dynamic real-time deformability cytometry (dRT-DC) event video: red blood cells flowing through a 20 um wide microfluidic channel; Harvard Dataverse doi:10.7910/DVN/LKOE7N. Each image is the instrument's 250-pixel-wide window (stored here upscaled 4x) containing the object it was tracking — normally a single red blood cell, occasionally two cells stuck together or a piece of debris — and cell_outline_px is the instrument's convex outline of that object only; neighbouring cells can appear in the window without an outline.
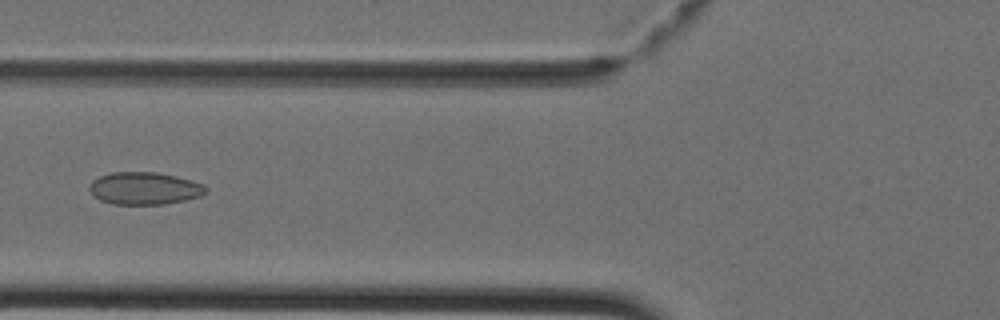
{"species": "Egyptian fruit bat (a non-hibernating species)", "species_latin": "Rousettus aegyptiacus", "temperature_condition": "cold", "stored_images_in_passage": 43, "camera_frame_rate_fps": 3000, "um_per_image_px": 0.085, "animal": {"sex": "female"}, "frame": {"image": 1, "passage_image": 17, "time_ms": 5.333, "image_size_px": [1000, 320], "cell_outline_px": [[208, 192], [200, 196], [184, 200], [164, 204], [112, 204], [100, 200], [92, 196], [88, 188], [92, 180], [100, 176], [112, 172], [156, 172], [176, 176], [192, 180], [204, 184], [208, 188]], "centroid_in_image_um": [12.28, 16.01], "position_along_channel_um": 113.5, "area_um2": 22.2}}
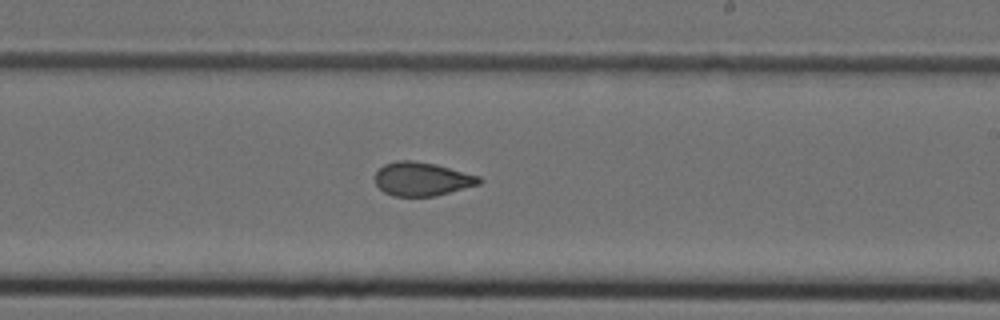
{"frame": {"image": 2, "passage_image": 26, "time_ms": 8.333, "image_size_px": [1000, 320], "cell_outline_px": [[484, 180], [480, 184], [436, 196], [392, 196], [384, 192], [376, 184], [376, 172], [384, 164], [396, 160], [412, 160], [436, 164], [480, 176]], "centroid_in_image_um": [35.89, 15.21], "position_along_channel_um": 253.1, "area_um2": 20.52}}
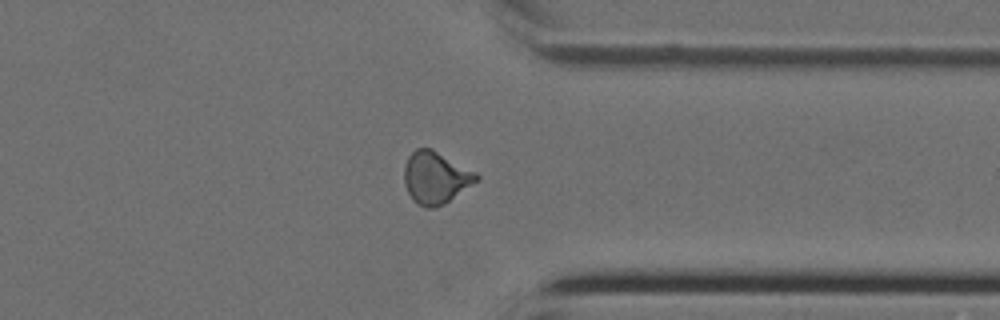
{"frame": {"image": 3, "passage_image": 34, "time_ms": 11.0, "image_size_px": [1000, 320], "cell_outline_px": [[480, 180], [444, 204], [436, 208], [424, 208], [416, 204], [412, 200], [404, 184], [404, 168], [408, 156], [416, 148], [432, 148], [476, 172], [480, 176]], "centroid_in_image_um": [37.03, 15.11], "position_along_channel_um": 374.4, "area_um2": 22.25}}